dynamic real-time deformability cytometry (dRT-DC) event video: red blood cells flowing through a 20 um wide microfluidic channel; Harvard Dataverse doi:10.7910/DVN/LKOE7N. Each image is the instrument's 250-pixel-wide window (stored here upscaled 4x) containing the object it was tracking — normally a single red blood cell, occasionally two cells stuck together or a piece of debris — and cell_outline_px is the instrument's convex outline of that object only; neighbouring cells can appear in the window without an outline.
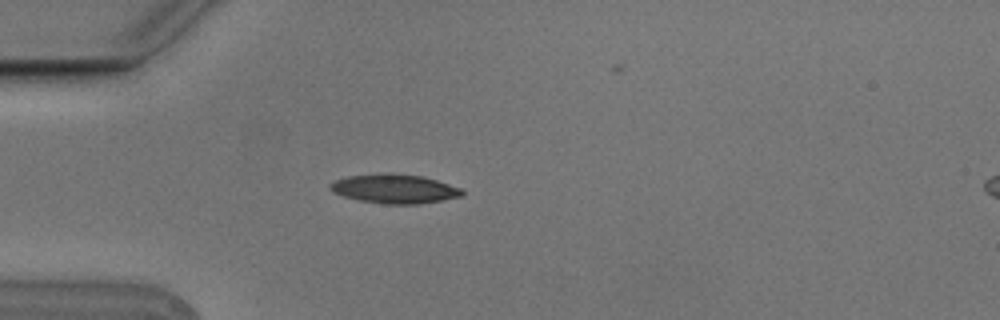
{"species": "Egyptian fruit bat (a non-hibernating species)", "species_latin": "Rousettus aegyptiacus", "temperature_condition": "cold", "stored_images_in_passage": 5, "camera_frame_rate_fps": 3000, "um_per_image_px": 0.085, "animal": {"sex": "male"}, "frame": {"image": 1, "passage_image": 3, "time_ms": 0.667, "image_size_px": [1000, 320], "cell_outline_px": [[464, 196], [444, 200], [420, 204], [384, 204], [360, 200], [344, 196], [332, 192], [328, 188], [328, 184], [336, 180], [348, 176], [420, 176], [436, 180], [460, 188], [464, 192]], "centroid_in_image_um": [33.56, 16.11], "position_along_channel_um": 51.4, "area_um2": 21.44}}